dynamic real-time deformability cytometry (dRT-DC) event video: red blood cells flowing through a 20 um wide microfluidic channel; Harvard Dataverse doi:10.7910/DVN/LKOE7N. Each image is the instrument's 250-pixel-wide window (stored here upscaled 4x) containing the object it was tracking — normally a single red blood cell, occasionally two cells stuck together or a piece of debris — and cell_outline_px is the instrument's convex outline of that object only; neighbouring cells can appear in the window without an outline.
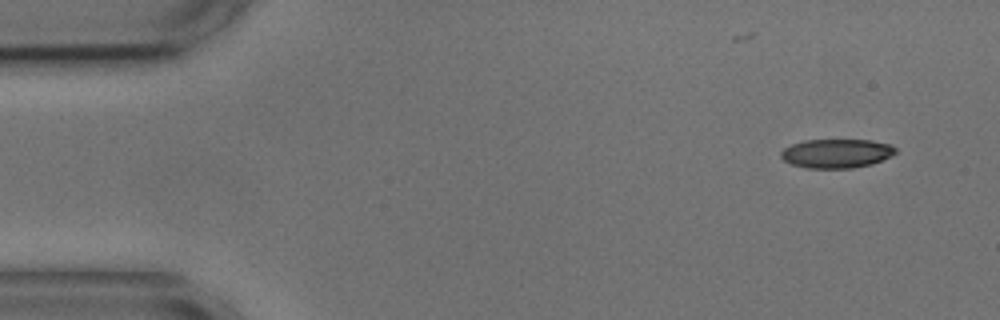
{"species": "common noctule bat (a hibernating species)", "species_latin": "Nyctalus noctula", "temperature_condition": "cold", "stored_images_in_passage": 8, "camera_frame_rate_fps": 3000, "um_per_image_px": 0.085, "animal": {"sex": "male", "body_mass_g": 17.9, "forearm_length_mm": 54.2}, "frame": {"image": 1, "passage_image": 1, "time_ms": 0.0, "image_size_px": [1000, 320], "cell_outline_px": [[896, 152], [892, 156], [872, 164], [852, 168], [804, 168], [792, 164], [784, 160], [780, 156], [780, 152], [784, 148], [792, 144], [804, 140], [872, 140], [892, 144], [896, 148]], "centroid_in_image_um": [71.12, 13.04], "position_along_channel_um": 13.9, "area_um2": 19.54}}
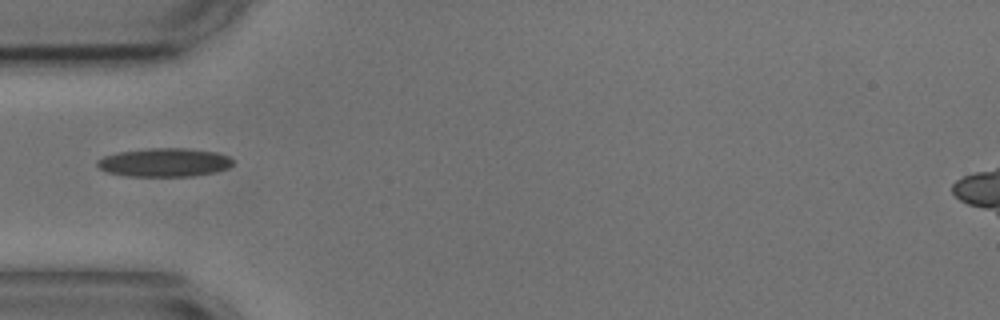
{"frame": {"image": 2, "passage_image": 4, "time_ms": 4.333, "image_size_px": [1000, 320], "cell_outline_px": [[232, 164], [228, 168], [216, 172], [192, 176], [124, 176], [104, 172], [96, 164], [96, 160], [104, 156], [116, 152], [148, 148], [184, 148], [216, 152], [228, 156], [232, 160]], "centroid_in_image_um": [13.92, 13.81], "position_along_channel_um": 71.1, "area_um2": 22.77}}